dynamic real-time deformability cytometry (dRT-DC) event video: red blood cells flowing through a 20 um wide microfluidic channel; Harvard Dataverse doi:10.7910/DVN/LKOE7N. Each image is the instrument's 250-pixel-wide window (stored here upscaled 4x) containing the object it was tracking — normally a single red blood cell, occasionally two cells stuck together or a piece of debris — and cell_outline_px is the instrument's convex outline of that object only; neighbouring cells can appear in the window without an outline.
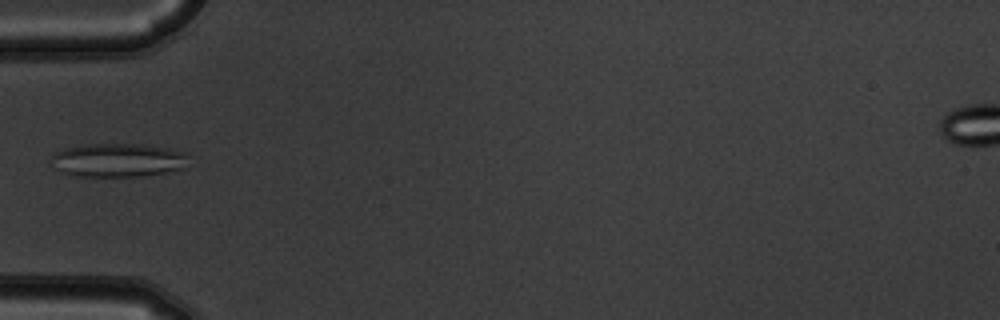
{"species": "common noctule bat (a hibernating species)", "species_latin": "Nyctalus noctula", "temperature_condition": "warm", "stored_images_in_passage": 9, "camera_frame_rate_fps": 3000, "um_per_image_px": 0.085, "animal": {"sex": "male", "body_mass_g": 19.5, "forearm_length_mm": 54.6}, "frame": {"image": 1, "passage_image": 6, "time_ms": 1.667, "image_size_px": [1000, 320], "cell_outline_px": [[188, 156], [184, 168], [164, 172], [140, 176], [76, 176], [64, 172], [56, 168], [52, 156], [56, 152], [68, 148], [84, 144], [140, 144], [168, 148], [188, 152]], "centroid_in_image_um": [10.08, 13.6], "position_along_channel_um": 74.9, "area_um2": 26.59}}